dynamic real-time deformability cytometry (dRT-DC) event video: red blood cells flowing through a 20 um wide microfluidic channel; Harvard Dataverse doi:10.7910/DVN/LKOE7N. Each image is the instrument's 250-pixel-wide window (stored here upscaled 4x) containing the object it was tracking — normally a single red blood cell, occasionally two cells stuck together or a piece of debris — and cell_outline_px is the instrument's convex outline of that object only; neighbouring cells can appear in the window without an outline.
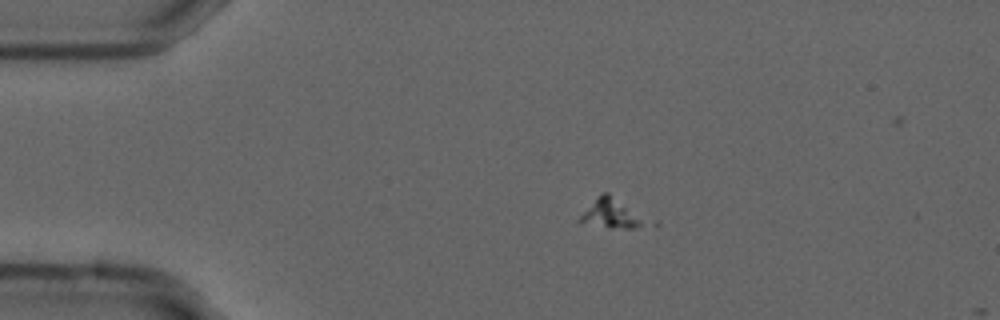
{"species": "common noctule bat (a hibernating species)", "species_latin": "Nyctalus noctula", "temperature_condition": "cold", "stored_images_in_passage": 52, "camera_frame_rate_fps": 3000, "um_per_image_px": 0.085, "animal": {"sex": "male", "forearm_length_mm": 52.5}, "frame": {"image": 1, "passage_image": 8, "time_ms": 2.333, "image_size_px": [1000, 320], "cell_outline_px": [[644, 224], [636, 228], [608, 228], [580, 224], [576, 220], [604, 192], [608, 192]], "centroid_in_image_um": [51.75, 18.22], "position_along_channel_um": 33.2, "area_um2": 10.0}}
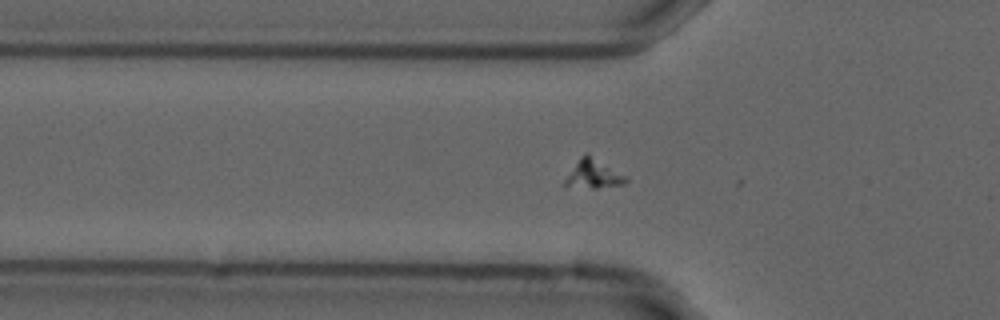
{"frame": {"image": 2, "passage_image": 15, "time_ms": 4.667, "image_size_px": [1000, 320], "cell_outline_px": [[628, 180], [624, 184], [596, 188], [564, 188], [564, 180], [580, 156], [584, 152], [588, 152], [628, 176]], "centroid_in_image_um": [50.43, 14.78], "position_along_channel_um": 75.4, "area_um2": 10.69}}
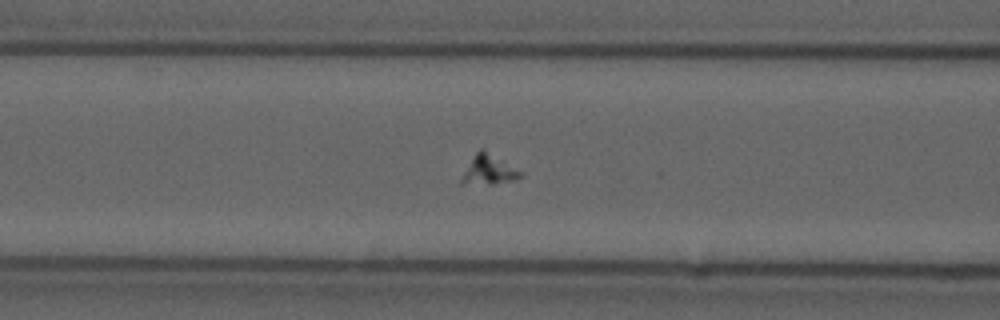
{"frame": {"image": 3, "passage_image": 19, "time_ms": 6.0, "image_size_px": [1000, 320], "cell_outline_px": [[524, 172], [520, 176], [508, 180], [492, 184], [460, 184], [460, 180], [476, 152], [480, 148], [484, 148]], "centroid_in_image_um": [41.54, 14.41], "position_along_channel_um": 125.1, "area_um2": 10.0}}